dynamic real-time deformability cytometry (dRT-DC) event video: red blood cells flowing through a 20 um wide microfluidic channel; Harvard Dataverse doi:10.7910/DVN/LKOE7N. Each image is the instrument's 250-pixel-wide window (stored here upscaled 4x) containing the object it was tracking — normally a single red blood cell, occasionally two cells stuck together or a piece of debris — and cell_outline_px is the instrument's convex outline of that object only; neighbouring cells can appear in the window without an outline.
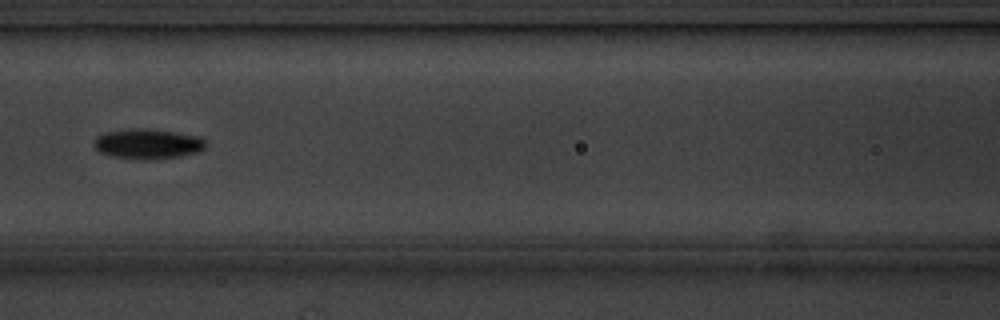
{"species": "common noctule bat (a hibernating species)", "species_latin": "Nyctalus noctula", "temperature_condition": "cold", "stored_images_in_passage": 15, "camera_frame_rate_fps": 3000, "um_per_image_px": 0.085, "animal": {"sex": "male", "body_mass_g": 20.1, "forearm_length_mm": 53.5}, "frame": {"image": 1, "passage_image": 7, "time_ms": 8.0, "image_size_px": [1000, 320], "cell_outline_px": [[208, 144], [200, 152], [180, 156], [148, 160], [140, 160], [112, 156], [100, 152], [96, 148], [96, 136], [104, 132], [128, 128], [144, 128], [200, 136]], "centroid_in_image_um": [12.58, 12.23], "position_along_channel_um": 154.0, "area_um2": 19.65}}
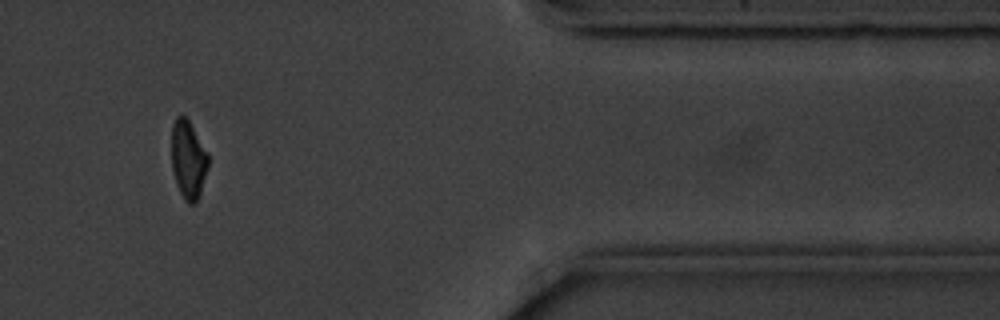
{"frame": {"image": 2, "passage_image": 13, "time_ms": 15.667, "image_size_px": [1000, 320], "cell_outline_px": [[208, 168], [200, 196], [196, 204], [188, 204], [184, 200], [176, 184], [172, 168], [172, 124], [176, 116], [184, 116], [188, 120], [208, 156]], "centroid_in_image_um": [15.99, 13.64], "position_along_channel_um": 395.4, "area_um2": 16.59}, "authors_computed_cell_mechanics": {"area_um2": 17.629, "velocity_mm_per_s": 3.5525, "shape_relaxation_time_tau1_ms": 1.0702, "shape_relaxation_time_tau2_ms": 11.2995, "deformation_change_tau1": 0.1, "deformation_change_tau2": 0.1554}}